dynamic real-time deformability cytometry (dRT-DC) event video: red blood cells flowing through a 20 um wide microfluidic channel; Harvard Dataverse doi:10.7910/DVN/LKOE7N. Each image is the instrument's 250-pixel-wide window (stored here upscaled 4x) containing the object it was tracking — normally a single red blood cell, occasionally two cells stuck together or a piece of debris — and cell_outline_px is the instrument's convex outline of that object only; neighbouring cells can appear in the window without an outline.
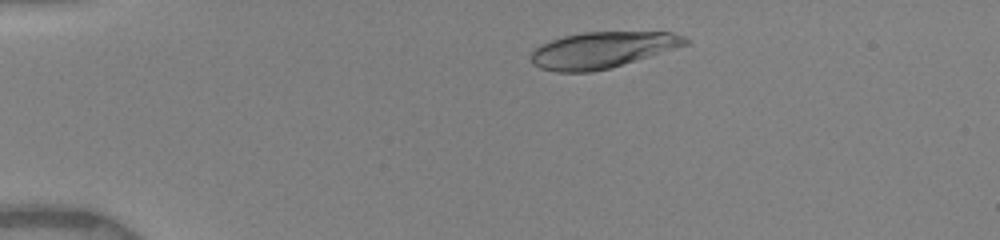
{"species": "human", "species_latin": "Homo sapiens", "temperature_condition": "warm", "stored_images_in_passage": 43, "camera_frame_rate_fps": 3000, "um_per_image_px": 0.085, "donor": {"sex": "female"}, "frame": {"image": 1, "passage_image": 12, "time_ms": 1.667, "image_size_px": [1000, 240], "cell_outline_px": [[688, 44], [608, 68], [592, 72], [556, 72], [540, 68], [532, 64], [532, 52], [540, 44], [564, 36], [584, 32], [672, 32], [684, 36], [688, 40]], "centroid_in_image_um": [51.15, 4.24], "position_along_channel_um": 33.8, "area_um2": 32.08}}
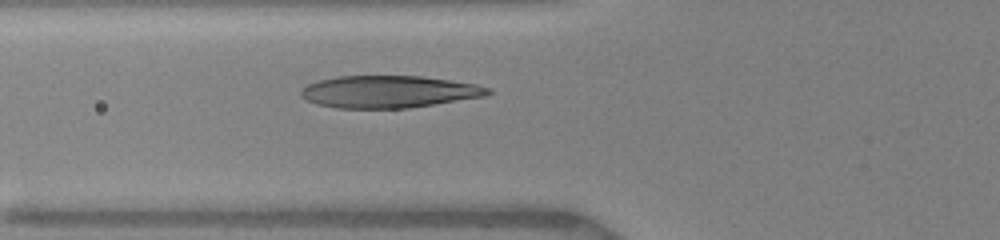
{"frame": {"image": 2, "passage_image": 28, "time_ms": 4.667, "image_size_px": [1000, 240], "cell_outline_px": [[492, 92], [488, 96], [408, 108], [336, 108], [316, 104], [300, 96], [300, 92], [308, 84], [316, 80], [336, 76], [420, 76], [476, 84], [492, 88]], "centroid_in_image_um": [33.06, 7.79], "position_along_channel_um": 92.7, "area_um2": 35.2}}
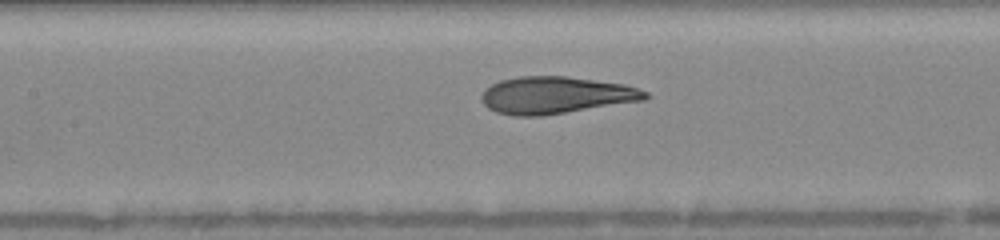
{"frame": {"image": 3, "passage_image": 38, "time_ms": 6.333, "image_size_px": [1000, 240], "cell_outline_px": [[652, 96], [644, 100], [540, 116], [512, 116], [496, 112], [488, 108], [480, 100], [480, 96], [484, 88], [500, 80], [520, 76], [564, 76], [624, 84], [648, 92]], "centroid_in_image_um": [47.2, 8.09], "position_along_channel_um": 160.2, "area_um2": 35.37}}